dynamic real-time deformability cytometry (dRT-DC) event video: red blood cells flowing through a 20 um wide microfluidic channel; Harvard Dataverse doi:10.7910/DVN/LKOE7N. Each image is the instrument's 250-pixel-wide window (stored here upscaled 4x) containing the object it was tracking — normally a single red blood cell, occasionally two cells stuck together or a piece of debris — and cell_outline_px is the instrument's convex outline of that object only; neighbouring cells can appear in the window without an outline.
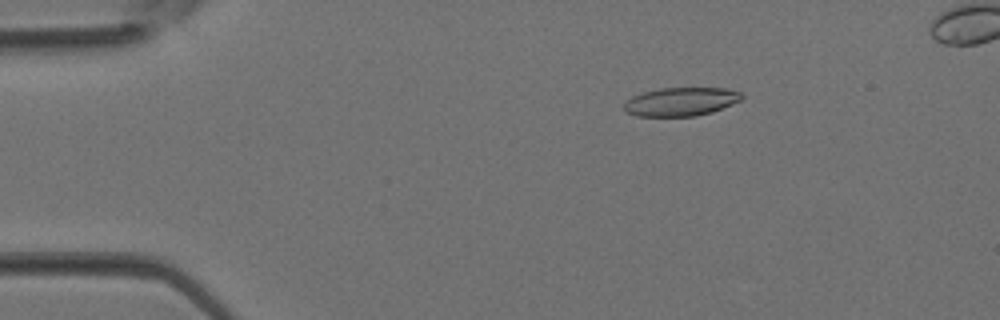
{"species": "Egyptian fruit bat (a non-hibernating species)", "species_latin": "Rousettus aegyptiacus", "temperature_condition": "room temperature", "stored_images_in_passage": 3, "camera_frame_rate_fps": 3000, "um_per_image_px": 0.085, "animal": {"sex": "female"}, "frame": {"image": 1, "passage_image": 1, "time_ms": 0.0, "image_size_px": [1000, 320], "cell_outline_px": [[744, 96], [740, 100], [732, 104], [712, 112], [696, 116], [636, 116], [624, 112], [624, 104], [632, 96], [644, 92], [660, 88], [724, 88], [740, 92]], "centroid_in_image_um": [57.86, 8.65], "position_along_channel_um": 27.1, "area_um2": 19.54}}